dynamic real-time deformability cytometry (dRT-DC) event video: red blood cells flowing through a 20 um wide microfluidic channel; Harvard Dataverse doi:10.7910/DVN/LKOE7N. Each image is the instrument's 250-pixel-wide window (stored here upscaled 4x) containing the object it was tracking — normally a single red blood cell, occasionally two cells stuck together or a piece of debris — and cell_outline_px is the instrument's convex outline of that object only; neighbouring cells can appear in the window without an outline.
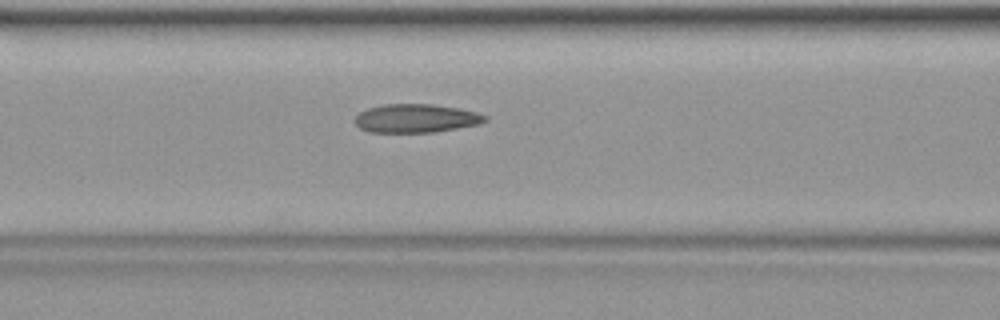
{"species": "common noctule bat (a hibernating species)", "species_latin": "Nyctalus noctula", "temperature_condition": "warm", "stored_images_in_passage": 41, "camera_frame_rate_fps": 3000, "um_per_image_px": 0.085, "animal": {"sex": "female", "body_mass_g": 19.9}, "frame": {"image": 1, "passage_image": 17, "time_ms": 5.333, "image_size_px": [1000, 320], "cell_outline_px": [[488, 120], [480, 124], [432, 132], [368, 132], [360, 128], [356, 124], [356, 116], [360, 112], [368, 108], [384, 104], [432, 104], [460, 108], [476, 112], [488, 116]], "centroid_in_image_um": [35.39, 10.05], "position_along_channel_um": 131.2, "area_um2": 21.62}}
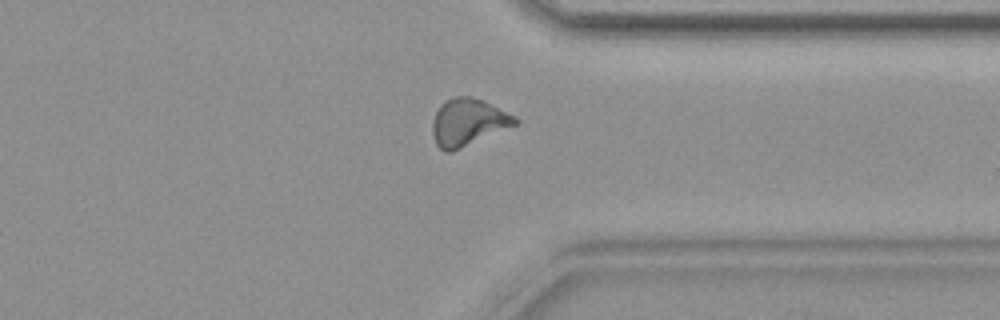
{"frame": {"image": 2, "passage_image": 32, "time_ms": 10.333, "image_size_px": [1000, 320], "cell_outline_px": [[520, 124], [452, 152], [444, 152], [436, 144], [432, 132], [432, 120], [440, 104], [444, 100], [456, 96], [472, 96], [484, 100], [516, 116], [520, 120]], "centroid_in_image_um": [39.81, 10.39], "position_along_channel_um": 371.6, "area_um2": 23.24}}
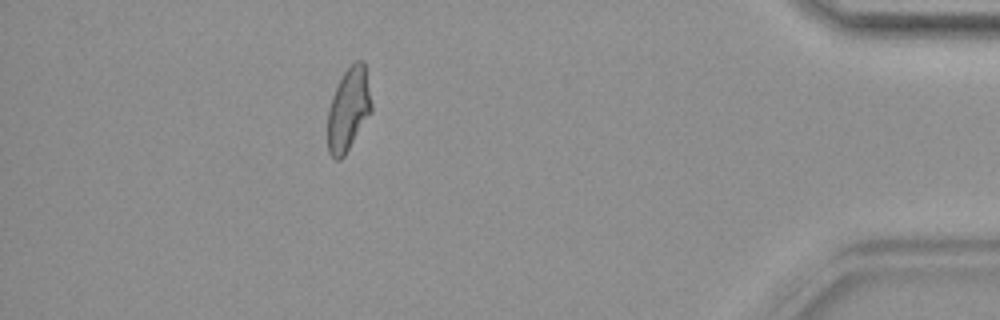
{"frame": {"image": 3, "passage_image": 37, "time_ms": 12.0, "image_size_px": [1000, 320], "cell_outline_px": [[372, 112], [344, 156], [340, 160], [336, 160], [328, 152], [328, 108], [332, 96], [344, 72], [356, 60], [364, 60], [372, 104]], "centroid_in_image_um": [29.63, 9.31], "position_along_channel_um": 405.6, "area_um2": 21.15}}